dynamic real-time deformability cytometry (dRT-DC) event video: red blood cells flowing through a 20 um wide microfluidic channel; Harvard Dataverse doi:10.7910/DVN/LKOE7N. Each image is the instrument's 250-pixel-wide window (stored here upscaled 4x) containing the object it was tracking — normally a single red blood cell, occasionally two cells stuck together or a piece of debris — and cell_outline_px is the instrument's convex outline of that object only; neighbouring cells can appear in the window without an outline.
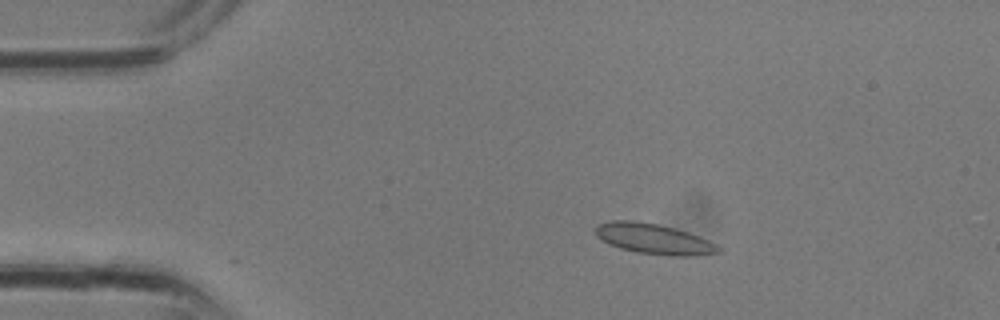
{"species": "common noctule bat (a hibernating species)", "species_latin": "Nyctalus noctula", "temperature_condition": "room temperature", "stored_images_in_passage": 30, "camera_frame_rate_fps": 3000, "um_per_image_px": 0.085, "animal": {"sex": "male", "body_mass_g": 13.3}, "frame": {"image": 1, "passage_image": 4, "time_ms": 1.0, "image_size_px": [1000, 320], "cell_outline_px": [[724, 252], [696, 256], [668, 256], [636, 252], [620, 248], [608, 244], [596, 236], [596, 228], [600, 224], [612, 220], [632, 220], [656, 224], [688, 232], [708, 240], [716, 244]], "centroid_in_image_um": [55.6, 20.33], "position_along_channel_um": 29.4, "area_um2": 21.73}}
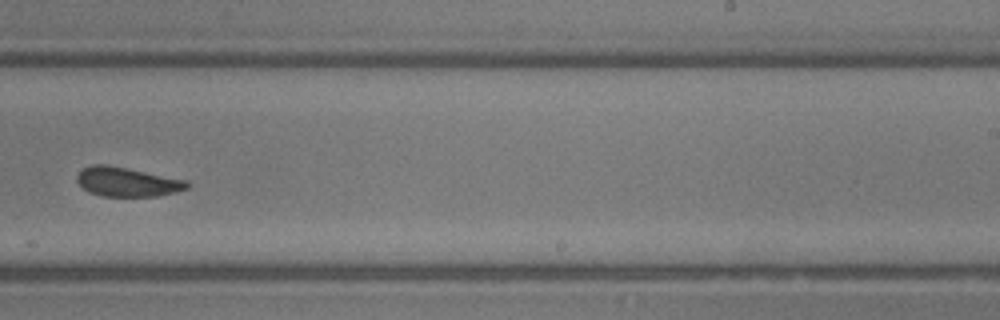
{"frame": {"image": 2, "passage_image": 18, "time_ms": 5.667, "image_size_px": [1000, 320], "cell_outline_px": [[188, 188], [176, 192], [156, 196], [100, 196], [88, 192], [76, 180], [76, 176], [84, 168], [92, 164], [108, 164], [188, 180]], "centroid_in_image_um": [10.81, 15.45], "position_along_channel_um": 278.2, "area_um2": 18.84}}
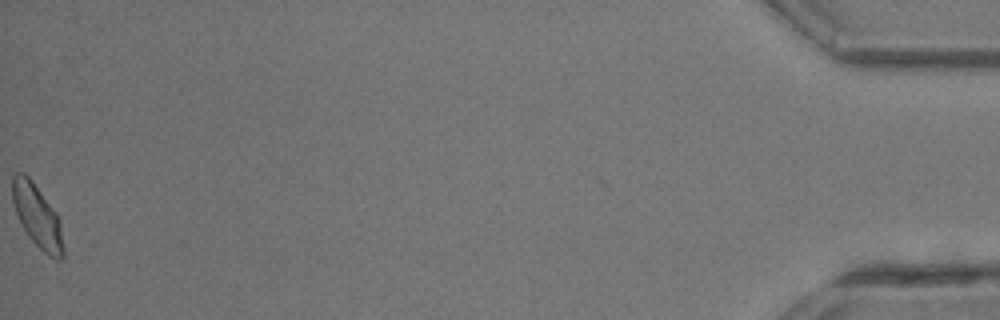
{"frame": {"image": 3, "passage_image": 30, "time_ms": 9.667, "image_size_px": [1000, 320], "cell_outline_px": [[64, 256], [60, 260], [56, 260], [48, 256], [28, 236], [16, 212], [12, 200], [12, 176], [16, 172], [24, 172], [32, 180], [60, 220], [64, 248]], "centroid_in_image_um": [3.17, 18.39], "position_along_channel_um": 432.0, "area_um2": 18.44}}